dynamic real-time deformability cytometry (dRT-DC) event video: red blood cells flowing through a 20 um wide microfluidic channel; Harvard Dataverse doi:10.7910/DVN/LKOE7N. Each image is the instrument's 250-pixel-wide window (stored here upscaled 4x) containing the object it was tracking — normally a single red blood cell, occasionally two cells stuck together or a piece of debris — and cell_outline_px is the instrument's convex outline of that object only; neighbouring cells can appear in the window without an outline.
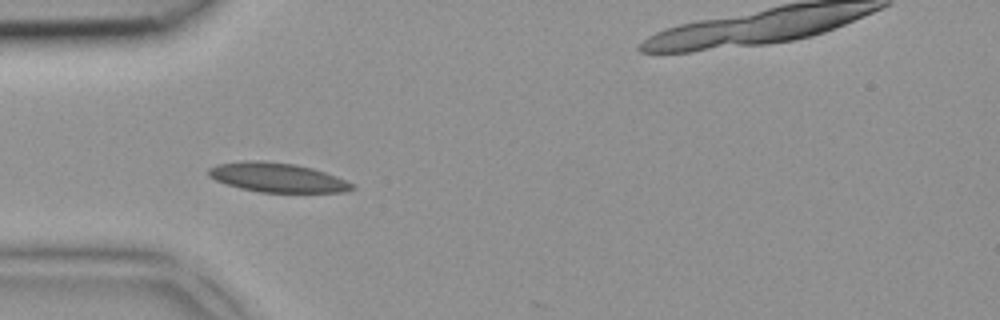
{"species": "common noctule bat (a hibernating species)", "species_latin": "Nyctalus noctula", "temperature_condition": "room temperature", "stored_images_in_passage": 5, "camera_frame_rate_fps": 3000, "um_per_image_px": 0.085, "animal": {"sex": "female", "body_mass_g": 18.4}, "frame": {"image": 1, "passage_image": 4, "time_ms": 1.0, "image_size_px": [1000, 320], "cell_outline_px": [[356, 188], [348, 192], [260, 192], [240, 188], [216, 180], [208, 176], [208, 168], [216, 164], [244, 160], [260, 160], [296, 164], [312, 168], [336, 176], [352, 184]], "centroid_in_image_um": [23.55, 15.08], "position_along_channel_um": 61.5, "area_um2": 24.51}}